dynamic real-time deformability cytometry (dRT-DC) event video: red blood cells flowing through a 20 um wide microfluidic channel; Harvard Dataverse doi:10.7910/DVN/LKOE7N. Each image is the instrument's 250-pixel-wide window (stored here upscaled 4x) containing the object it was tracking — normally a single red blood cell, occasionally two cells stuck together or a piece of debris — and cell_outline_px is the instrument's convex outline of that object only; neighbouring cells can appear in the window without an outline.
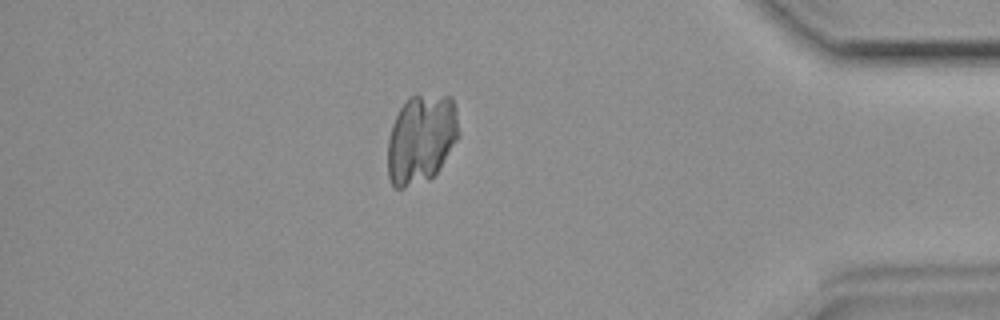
{"species": "common noctule bat (a hibernating species)", "species_latin": "Nyctalus noctula", "temperature_condition": "room temperature", "stored_images_in_passage": 38, "camera_frame_rate_fps": 3000, "um_per_image_px": 0.085, "animal": {"sex": "female", "body_mass_g": 19.9}, "frame": {"image": 1, "passage_image": 32, "time_ms": 10.333, "image_size_px": [1000, 320], "cell_outline_px": [[460, 136], [440, 168], [428, 180], [404, 188], [396, 188], [392, 184], [388, 176], [388, 140], [392, 124], [400, 108], [416, 92], [452, 96], [456, 108], [460, 132]], "centroid_in_image_um": [35.83, 11.77], "position_along_channel_um": 399.4, "area_um2": 37.45}}